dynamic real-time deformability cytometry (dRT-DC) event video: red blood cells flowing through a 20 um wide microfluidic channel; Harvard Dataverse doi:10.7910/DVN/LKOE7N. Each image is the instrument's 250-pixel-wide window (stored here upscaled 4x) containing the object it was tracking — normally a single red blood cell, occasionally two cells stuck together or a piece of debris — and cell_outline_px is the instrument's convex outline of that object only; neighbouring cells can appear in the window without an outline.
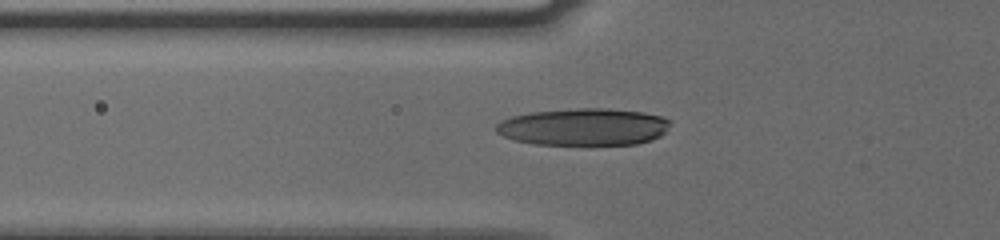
{"species": "human", "species_latin": "Homo sapiens", "temperature_condition": "cold", "stored_images_in_passage": 36, "camera_frame_rate_fps": 3000, "um_per_image_px": 0.085, "donor": {"sex": "male"}, "frame": {"image": 1, "passage_image": 2, "time_ms": 0.333, "image_size_px": [1000, 240], "cell_outline_px": [[672, 120], [664, 132], [660, 136], [652, 140], [636, 144], [588, 148], [536, 144], [516, 140], [504, 136], [496, 132], [496, 124], [500, 120], [512, 116], [532, 112], [576, 108], [608, 108], [644, 112], [660, 116]], "centroid_in_image_um": [49.63, 10.83], "position_along_channel_um": 76.2, "area_um2": 39.07}}
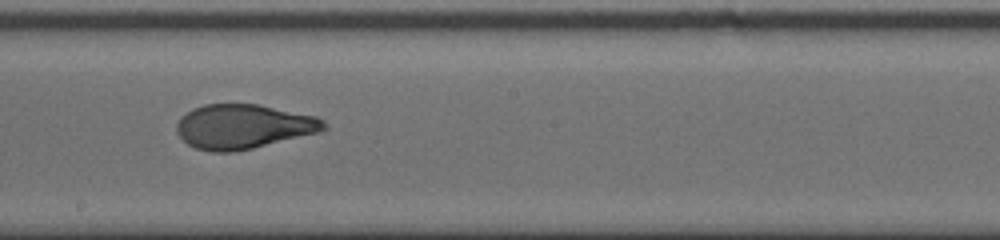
{"frame": {"image": 2, "passage_image": 14, "time_ms": 4.333, "image_size_px": [1000, 240], "cell_outline_px": [[328, 128], [320, 132], [236, 152], [212, 152], [196, 148], [188, 144], [176, 132], [176, 124], [180, 116], [192, 108], [204, 104], [260, 104], [316, 116], [324, 120]], "centroid_in_image_um": [20.68, 10.75], "position_along_channel_um": 227.5, "area_um2": 38.44}}
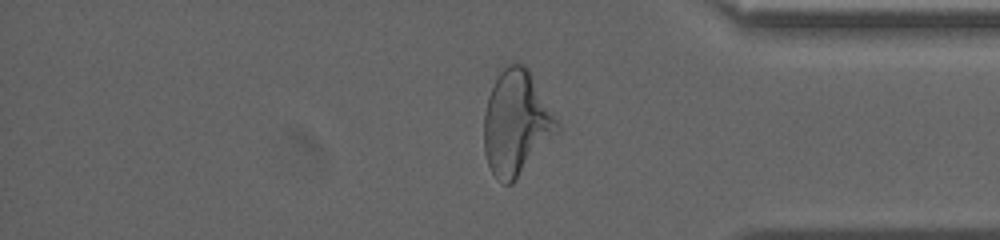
{"frame": {"image": 3, "passage_image": 28, "time_ms": 9.0, "image_size_px": [1000, 240], "cell_outline_px": [[560, 128], [516, 180], [512, 184], [504, 184], [492, 172], [488, 164], [484, 152], [484, 112], [488, 96], [500, 72], [508, 64], [524, 64], [528, 68], [560, 124]], "centroid_in_image_um": [43.87, 10.46], "position_along_channel_um": 391.3, "area_um2": 43.99}, "authors_computed_cell_mechanics": {"area_um2": 38.5237, "velocity_mm_per_s": 3.7707, "shape_relaxation_time_tau1_ms": 5.1957, "shape_relaxation_time_tau2_ms": 0.9168, "deformation_change_tau1": 0.1928, "deformation_change_tau2": 0.0685}}